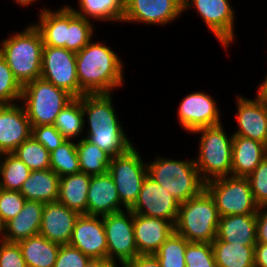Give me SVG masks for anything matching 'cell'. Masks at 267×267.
<instances>
[{
    "label": "cell",
    "instance_id": "3957f363",
    "mask_svg": "<svg viewBox=\"0 0 267 267\" xmlns=\"http://www.w3.org/2000/svg\"><path fill=\"white\" fill-rule=\"evenodd\" d=\"M0 41V55L23 87L41 77L43 39L33 23Z\"/></svg>",
    "mask_w": 267,
    "mask_h": 267
},
{
    "label": "cell",
    "instance_id": "b9f144b4",
    "mask_svg": "<svg viewBox=\"0 0 267 267\" xmlns=\"http://www.w3.org/2000/svg\"><path fill=\"white\" fill-rule=\"evenodd\" d=\"M92 259L69 244L60 245L54 267H88Z\"/></svg>",
    "mask_w": 267,
    "mask_h": 267
},
{
    "label": "cell",
    "instance_id": "4dcf8cb0",
    "mask_svg": "<svg viewBox=\"0 0 267 267\" xmlns=\"http://www.w3.org/2000/svg\"><path fill=\"white\" fill-rule=\"evenodd\" d=\"M93 21L76 15L66 5V40L65 48L74 53L81 51L95 36Z\"/></svg>",
    "mask_w": 267,
    "mask_h": 267
},
{
    "label": "cell",
    "instance_id": "30bf717a",
    "mask_svg": "<svg viewBox=\"0 0 267 267\" xmlns=\"http://www.w3.org/2000/svg\"><path fill=\"white\" fill-rule=\"evenodd\" d=\"M41 78L67 91L74 98L86 94L77 78L76 53L66 48L43 46Z\"/></svg>",
    "mask_w": 267,
    "mask_h": 267
},
{
    "label": "cell",
    "instance_id": "816d5d0a",
    "mask_svg": "<svg viewBox=\"0 0 267 267\" xmlns=\"http://www.w3.org/2000/svg\"><path fill=\"white\" fill-rule=\"evenodd\" d=\"M3 228H4V226H3L2 222H1V219H0V236H1L2 232H3Z\"/></svg>",
    "mask_w": 267,
    "mask_h": 267
},
{
    "label": "cell",
    "instance_id": "2e32d148",
    "mask_svg": "<svg viewBox=\"0 0 267 267\" xmlns=\"http://www.w3.org/2000/svg\"><path fill=\"white\" fill-rule=\"evenodd\" d=\"M69 245L92 260L107 259V238L102 216L80 214Z\"/></svg>",
    "mask_w": 267,
    "mask_h": 267
},
{
    "label": "cell",
    "instance_id": "603a6c76",
    "mask_svg": "<svg viewBox=\"0 0 267 267\" xmlns=\"http://www.w3.org/2000/svg\"><path fill=\"white\" fill-rule=\"evenodd\" d=\"M267 156L264 143L233 135L231 176L247 177Z\"/></svg>",
    "mask_w": 267,
    "mask_h": 267
},
{
    "label": "cell",
    "instance_id": "ee69618b",
    "mask_svg": "<svg viewBox=\"0 0 267 267\" xmlns=\"http://www.w3.org/2000/svg\"><path fill=\"white\" fill-rule=\"evenodd\" d=\"M0 267H27L18 243L0 238Z\"/></svg>",
    "mask_w": 267,
    "mask_h": 267
},
{
    "label": "cell",
    "instance_id": "9a60e30c",
    "mask_svg": "<svg viewBox=\"0 0 267 267\" xmlns=\"http://www.w3.org/2000/svg\"><path fill=\"white\" fill-rule=\"evenodd\" d=\"M180 203L148 175L143 181L141 191L134 206V214L160 218L176 223Z\"/></svg>",
    "mask_w": 267,
    "mask_h": 267
},
{
    "label": "cell",
    "instance_id": "6da1fadb",
    "mask_svg": "<svg viewBox=\"0 0 267 267\" xmlns=\"http://www.w3.org/2000/svg\"><path fill=\"white\" fill-rule=\"evenodd\" d=\"M113 94L82 95L84 128H86L87 123L89 125L82 138L94 143L112 158L128 152L135 146L124 131L125 128L122 123L118 120V113L113 104Z\"/></svg>",
    "mask_w": 267,
    "mask_h": 267
},
{
    "label": "cell",
    "instance_id": "8fae6325",
    "mask_svg": "<svg viewBox=\"0 0 267 267\" xmlns=\"http://www.w3.org/2000/svg\"><path fill=\"white\" fill-rule=\"evenodd\" d=\"M102 218L107 238V258L126 265L139 255L134 238V213L123 210Z\"/></svg>",
    "mask_w": 267,
    "mask_h": 267
},
{
    "label": "cell",
    "instance_id": "681fc988",
    "mask_svg": "<svg viewBox=\"0 0 267 267\" xmlns=\"http://www.w3.org/2000/svg\"><path fill=\"white\" fill-rule=\"evenodd\" d=\"M260 85L258 86V91L256 90L257 94L256 97L259 100H262L264 103L267 104V73L265 75V78L263 82L259 83Z\"/></svg>",
    "mask_w": 267,
    "mask_h": 267
},
{
    "label": "cell",
    "instance_id": "d6a6232c",
    "mask_svg": "<svg viewBox=\"0 0 267 267\" xmlns=\"http://www.w3.org/2000/svg\"><path fill=\"white\" fill-rule=\"evenodd\" d=\"M53 126L66 140H77L80 135L82 137L85 133L82 96L74 98L58 113Z\"/></svg>",
    "mask_w": 267,
    "mask_h": 267
},
{
    "label": "cell",
    "instance_id": "ac0fdd59",
    "mask_svg": "<svg viewBox=\"0 0 267 267\" xmlns=\"http://www.w3.org/2000/svg\"><path fill=\"white\" fill-rule=\"evenodd\" d=\"M32 134V127L22 104H0V154L12 153Z\"/></svg>",
    "mask_w": 267,
    "mask_h": 267
},
{
    "label": "cell",
    "instance_id": "d6986e66",
    "mask_svg": "<svg viewBox=\"0 0 267 267\" xmlns=\"http://www.w3.org/2000/svg\"><path fill=\"white\" fill-rule=\"evenodd\" d=\"M79 215L58 201L45 203L39 234L51 242L69 244Z\"/></svg>",
    "mask_w": 267,
    "mask_h": 267
},
{
    "label": "cell",
    "instance_id": "cb8c5ba5",
    "mask_svg": "<svg viewBox=\"0 0 267 267\" xmlns=\"http://www.w3.org/2000/svg\"><path fill=\"white\" fill-rule=\"evenodd\" d=\"M216 238L227 243L255 246L257 243L256 214L220 217Z\"/></svg>",
    "mask_w": 267,
    "mask_h": 267
},
{
    "label": "cell",
    "instance_id": "7402d4cb",
    "mask_svg": "<svg viewBox=\"0 0 267 267\" xmlns=\"http://www.w3.org/2000/svg\"><path fill=\"white\" fill-rule=\"evenodd\" d=\"M44 203L26 200L22 210L3 228L0 238L7 242H19L39 234Z\"/></svg>",
    "mask_w": 267,
    "mask_h": 267
},
{
    "label": "cell",
    "instance_id": "9c48e42d",
    "mask_svg": "<svg viewBox=\"0 0 267 267\" xmlns=\"http://www.w3.org/2000/svg\"><path fill=\"white\" fill-rule=\"evenodd\" d=\"M108 172L116 185L121 205L125 210H130L148 175L147 162L133 146L128 152L111 159Z\"/></svg>",
    "mask_w": 267,
    "mask_h": 267
},
{
    "label": "cell",
    "instance_id": "8d00e7d4",
    "mask_svg": "<svg viewBox=\"0 0 267 267\" xmlns=\"http://www.w3.org/2000/svg\"><path fill=\"white\" fill-rule=\"evenodd\" d=\"M189 242L175 231L154 254L161 267H186L185 250Z\"/></svg>",
    "mask_w": 267,
    "mask_h": 267
},
{
    "label": "cell",
    "instance_id": "d4e9b609",
    "mask_svg": "<svg viewBox=\"0 0 267 267\" xmlns=\"http://www.w3.org/2000/svg\"><path fill=\"white\" fill-rule=\"evenodd\" d=\"M60 177L51 169L31 171L20 193L29 201H58Z\"/></svg>",
    "mask_w": 267,
    "mask_h": 267
},
{
    "label": "cell",
    "instance_id": "bcb514c9",
    "mask_svg": "<svg viewBox=\"0 0 267 267\" xmlns=\"http://www.w3.org/2000/svg\"><path fill=\"white\" fill-rule=\"evenodd\" d=\"M127 267H161L154 254L138 255L126 264Z\"/></svg>",
    "mask_w": 267,
    "mask_h": 267
},
{
    "label": "cell",
    "instance_id": "e575fe53",
    "mask_svg": "<svg viewBox=\"0 0 267 267\" xmlns=\"http://www.w3.org/2000/svg\"><path fill=\"white\" fill-rule=\"evenodd\" d=\"M50 169L59 177L81 172L75 141L66 140L50 152Z\"/></svg>",
    "mask_w": 267,
    "mask_h": 267
},
{
    "label": "cell",
    "instance_id": "ffe728a7",
    "mask_svg": "<svg viewBox=\"0 0 267 267\" xmlns=\"http://www.w3.org/2000/svg\"><path fill=\"white\" fill-rule=\"evenodd\" d=\"M174 231L164 219L134 214V238L139 255L155 254Z\"/></svg>",
    "mask_w": 267,
    "mask_h": 267
},
{
    "label": "cell",
    "instance_id": "f546056e",
    "mask_svg": "<svg viewBox=\"0 0 267 267\" xmlns=\"http://www.w3.org/2000/svg\"><path fill=\"white\" fill-rule=\"evenodd\" d=\"M217 267H254V247L220 241L211 243Z\"/></svg>",
    "mask_w": 267,
    "mask_h": 267
},
{
    "label": "cell",
    "instance_id": "5b68a950",
    "mask_svg": "<svg viewBox=\"0 0 267 267\" xmlns=\"http://www.w3.org/2000/svg\"><path fill=\"white\" fill-rule=\"evenodd\" d=\"M191 134H200L194 162L202 180L231 176L233 134L229 136L223 124L204 127Z\"/></svg>",
    "mask_w": 267,
    "mask_h": 267
},
{
    "label": "cell",
    "instance_id": "8992f818",
    "mask_svg": "<svg viewBox=\"0 0 267 267\" xmlns=\"http://www.w3.org/2000/svg\"><path fill=\"white\" fill-rule=\"evenodd\" d=\"M219 219L214 198L204 189L199 195L180 203L174 231L188 242L212 243Z\"/></svg>",
    "mask_w": 267,
    "mask_h": 267
},
{
    "label": "cell",
    "instance_id": "f35d334b",
    "mask_svg": "<svg viewBox=\"0 0 267 267\" xmlns=\"http://www.w3.org/2000/svg\"><path fill=\"white\" fill-rule=\"evenodd\" d=\"M186 267H217L211 243L189 242L185 250Z\"/></svg>",
    "mask_w": 267,
    "mask_h": 267
},
{
    "label": "cell",
    "instance_id": "277c9868",
    "mask_svg": "<svg viewBox=\"0 0 267 267\" xmlns=\"http://www.w3.org/2000/svg\"><path fill=\"white\" fill-rule=\"evenodd\" d=\"M147 172L150 178L162 185L179 203L199 195L205 189V182L194 158L186 161L157 155L147 163Z\"/></svg>",
    "mask_w": 267,
    "mask_h": 267
},
{
    "label": "cell",
    "instance_id": "7bdbcfd3",
    "mask_svg": "<svg viewBox=\"0 0 267 267\" xmlns=\"http://www.w3.org/2000/svg\"><path fill=\"white\" fill-rule=\"evenodd\" d=\"M31 136L49 152L54 151L66 139L53 125L33 126Z\"/></svg>",
    "mask_w": 267,
    "mask_h": 267
},
{
    "label": "cell",
    "instance_id": "ba28073f",
    "mask_svg": "<svg viewBox=\"0 0 267 267\" xmlns=\"http://www.w3.org/2000/svg\"><path fill=\"white\" fill-rule=\"evenodd\" d=\"M205 189L214 198L220 217L257 214L260 208L246 177L226 176L213 179L205 183Z\"/></svg>",
    "mask_w": 267,
    "mask_h": 267
},
{
    "label": "cell",
    "instance_id": "f6af8a7d",
    "mask_svg": "<svg viewBox=\"0 0 267 267\" xmlns=\"http://www.w3.org/2000/svg\"><path fill=\"white\" fill-rule=\"evenodd\" d=\"M257 243L267 244V207H260L256 214Z\"/></svg>",
    "mask_w": 267,
    "mask_h": 267
},
{
    "label": "cell",
    "instance_id": "60d3db41",
    "mask_svg": "<svg viewBox=\"0 0 267 267\" xmlns=\"http://www.w3.org/2000/svg\"><path fill=\"white\" fill-rule=\"evenodd\" d=\"M246 178L249 181L255 202L259 207H267V156Z\"/></svg>",
    "mask_w": 267,
    "mask_h": 267
},
{
    "label": "cell",
    "instance_id": "7a4b0ae2",
    "mask_svg": "<svg viewBox=\"0 0 267 267\" xmlns=\"http://www.w3.org/2000/svg\"><path fill=\"white\" fill-rule=\"evenodd\" d=\"M101 42L92 39L76 53L77 78L86 94L113 93L125 83L122 58Z\"/></svg>",
    "mask_w": 267,
    "mask_h": 267
},
{
    "label": "cell",
    "instance_id": "1f68e13d",
    "mask_svg": "<svg viewBox=\"0 0 267 267\" xmlns=\"http://www.w3.org/2000/svg\"><path fill=\"white\" fill-rule=\"evenodd\" d=\"M76 150L81 172L90 176L108 172L112 157L97 145L80 138L76 142Z\"/></svg>",
    "mask_w": 267,
    "mask_h": 267
},
{
    "label": "cell",
    "instance_id": "d590c367",
    "mask_svg": "<svg viewBox=\"0 0 267 267\" xmlns=\"http://www.w3.org/2000/svg\"><path fill=\"white\" fill-rule=\"evenodd\" d=\"M12 153L31 171L50 169V152L32 136Z\"/></svg>",
    "mask_w": 267,
    "mask_h": 267
},
{
    "label": "cell",
    "instance_id": "ab89813d",
    "mask_svg": "<svg viewBox=\"0 0 267 267\" xmlns=\"http://www.w3.org/2000/svg\"><path fill=\"white\" fill-rule=\"evenodd\" d=\"M25 202V197L19 191L0 188V219L3 226L22 210Z\"/></svg>",
    "mask_w": 267,
    "mask_h": 267
},
{
    "label": "cell",
    "instance_id": "52a82bcc",
    "mask_svg": "<svg viewBox=\"0 0 267 267\" xmlns=\"http://www.w3.org/2000/svg\"><path fill=\"white\" fill-rule=\"evenodd\" d=\"M73 99L67 91L40 77L23 86L20 103L33 127L53 125L58 113Z\"/></svg>",
    "mask_w": 267,
    "mask_h": 267
},
{
    "label": "cell",
    "instance_id": "f1b7e54d",
    "mask_svg": "<svg viewBox=\"0 0 267 267\" xmlns=\"http://www.w3.org/2000/svg\"><path fill=\"white\" fill-rule=\"evenodd\" d=\"M78 9L67 4L72 11L89 21L122 22L125 13V0H78ZM91 18V19H90Z\"/></svg>",
    "mask_w": 267,
    "mask_h": 267
},
{
    "label": "cell",
    "instance_id": "83f0119b",
    "mask_svg": "<svg viewBox=\"0 0 267 267\" xmlns=\"http://www.w3.org/2000/svg\"><path fill=\"white\" fill-rule=\"evenodd\" d=\"M27 267H54L60 244L38 234L17 242Z\"/></svg>",
    "mask_w": 267,
    "mask_h": 267
},
{
    "label": "cell",
    "instance_id": "e0dca14e",
    "mask_svg": "<svg viewBox=\"0 0 267 267\" xmlns=\"http://www.w3.org/2000/svg\"><path fill=\"white\" fill-rule=\"evenodd\" d=\"M236 100L238 128L232 134L267 145V104L257 97L249 99L241 94H237Z\"/></svg>",
    "mask_w": 267,
    "mask_h": 267
},
{
    "label": "cell",
    "instance_id": "4316f807",
    "mask_svg": "<svg viewBox=\"0 0 267 267\" xmlns=\"http://www.w3.org/2000/svg\"><path fill=\"white\" fill-rule=\"evenodd\" d=\"M51 10L42 7L38 13V22L33 23L40 31L44 45L65 48L66 40V5Z\"/></svg>",
    "mask_w": 267,
    "mask_h": 267
},
{
    "label": "cell",
    "instance_id": "5bb4252c",
    "mask_svg": "<svg viewBox=\"0 0 267 267\" xmlns=\"http://www.w3.org/2000/svg\"><path fill=\"white\" fill-rule=\"evenodd\" d=\"M183 13V0H125L122 23L166 26Z\"/></svg>",
    "mask_w": 267,
    "mask_h": 267
},
{
    "label": "cell",
    "instance_id": "c3c4849f",
    "mask_svg": "<svg viewBox=\"0 0 267 267\" xmlns=\"http://www.w3.org/2000/svg\"><path fill=\"white\" fill-rule=\"evenodd\" d=\"M120 263L111 259H95L89 263L88 267H119Z\"/></svg>",
    "mask_w": 267,
    "mask_h": 267
},
{
    "label": "cell",
    "instance_id": "7c38bea8",
    "mask_svg": "<svg viewBox=\"0 0 267 267\" xmlns=\"http://www.w3.org/2000/svg\"><path fill=\"white\" fill-rule=\"evenodd\" d=\"M194 8L221 46L228 49L235 40V9L230 0H183V12Z\"/></svg>",
    "mask_w": 267,
    "mask_h": 267
},
{
    "label": "cell",
    "instance_id": "484cf974",
    "mask_svg": "<svg viewBox=\"0 0 267 267\" xmlns=\"http://www.w3.org/2000/svg\"><path fill=\"white\" fill-rule=\"evenodd\" d=\"M91 176L83 172L60 177L58 202L87 215V193Z\"/></svg>",
    "mask_w": 267,
    "mask_h": 267
},
{
    "label": "cell",
    "instance_id": "44dd1931",
    "mask_svg": "<svg viewBox=\"0 0 267 267\" xmlns=\"http://www.w3.org/2000/svg\"><path fill=\"white\" fill-rule=\"evenodd\" d=\"M121 201L109 172L91 176L87 193V215L104 216L121 212Z\"/></svg>",
    "mask_w": 267,
    "mask_h": 267
},
{
    "label": "cell",
    "instance_id": "f907efd6",
    "mask_svg": "<svg viewBox=\"0 0 267 267\" xmlns=\"http://www.w3.org/2000/svg\"><path fill=\"white\" fill-rule=\"evenodd\" d=\"M39 0H12V2H15L17 5H20L22 7L31 6L32 4L36 3Z\"/></svg>",
    "mask_w": 267,
    "mask_h": 267
},
{
    "label": "cell",
    "instance_id": "74e56055",
    "mask_svg": "<svg viewBox=\"0 0 267 267\" xmlns=\"http://www.w3.org/2000/svg\"><path fill=\"white\" fill-rule=\"evenodd\" d=\"M22 89L5 59L0 55V104L9 105L20 102Z\"/></svg>",
    "mask_w": 267,
    "mask_h": 267
},
{
    "label": "cell",
    "instance_id": "7dc6e473",
    "mask_svg": "<svg viewBox=\"0 0 267 267\" xmlns=\"http://www.w3.org/2000/svg\"><path fill=\"white\" fill-rule=\"evenodd\" d=\"M254 267H267V244L256 243L254 247Z\"/></svg>",
    "mask_w": 267,
    "mask_h": 267
},
{
    "label": "cell",
    "instance_id": "836d02e7",
    "mask_svg": "<svg viewBox=\"0 0 267 267\" xmlns=\"http://www.w3.org/2000/svg\"><path fill=\"white\" fill-rule=\"evenodd\" d=\"M31 170L13 153L0 154V188L20 191Z\"/></svg>",
    "mask_w": 267,
    "mask_h": 267
},
{
    "label": "cell",
    "instance_id": "4fadbf2b",
    "mask_svg": "<svg viewBox=\"0 0 267 267\" xmlns=\"http://www.w3.org/2000/svg\"><path fill=\"white\" fill-rule=\"evenodd\" d=\"M181 100L177 120L189 134L204 127L221 124V110L210 94L196 91L185 95Z\"/></svg>",
    "mask_w": 267,
    "mask_h": 267
}]
</instances>
